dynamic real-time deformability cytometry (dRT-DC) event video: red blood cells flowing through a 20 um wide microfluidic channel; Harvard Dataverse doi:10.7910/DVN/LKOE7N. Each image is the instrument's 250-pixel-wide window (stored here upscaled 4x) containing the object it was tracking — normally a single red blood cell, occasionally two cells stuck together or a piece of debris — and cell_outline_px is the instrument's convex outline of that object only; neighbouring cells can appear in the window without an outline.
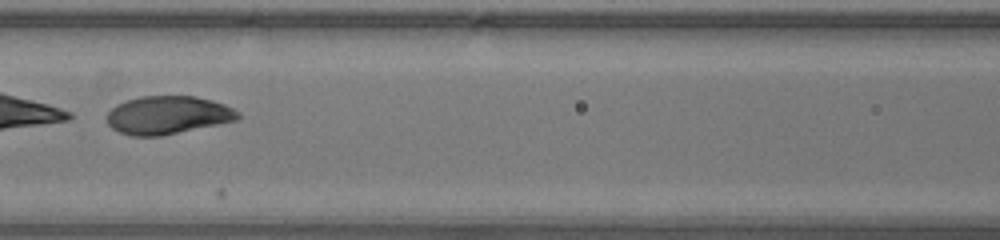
{"species": "human", "species_latin": "Homo sapiens", "temperature_condition": "warm", "stored_images_in_passage": 46, "segment_of_instrument_passage": [2, 2], "camera_frame_rate_fps": 3000, "um_per_image_px": 0.085, "donor": {"sex": "male"}, "frame": {"image": 1, "passage_image": 21, "time_ms": 6.667, "image_size_px": [1000, 240], "cell_outline_px": [[240, 116], [236, 120], [160, 136], [132, 136], [120, 132], [112, 128], [108, 124], [108, 112], [116, 104], [140, 96], [196, 96], [212, 100], [224, 104], [240, 112]], "centroid_in_image_um": [14.26, 9.77], "position_along_channel_um": 152.3, "area_um2": 28.9}}
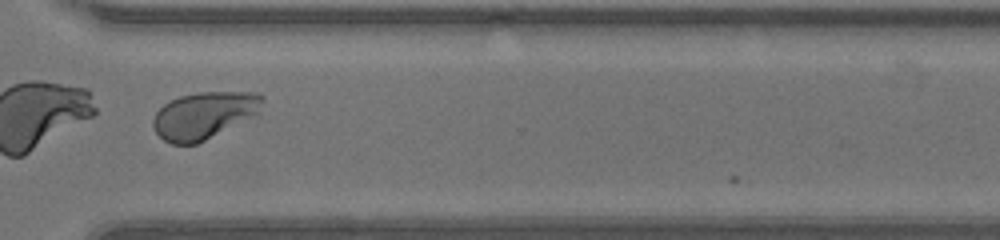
{"frame": {"image": 2, "passage_image": 35, "time_ms": 11.333, "image_size_px": [1000, 240], "cell_outline_px": [[264, 100], [260, 116], [196, 144], [172, 144], [164, 140], [156, 132], [152, 124], [152, 120], [156, 112], [164, 104], [180, 96], [200, 92], [260, 92], [264, 96]], "centroid_in_image_um": [17.45, 9.8], "position_along_channel_um": 353.1, "area_um2": 30.63}}